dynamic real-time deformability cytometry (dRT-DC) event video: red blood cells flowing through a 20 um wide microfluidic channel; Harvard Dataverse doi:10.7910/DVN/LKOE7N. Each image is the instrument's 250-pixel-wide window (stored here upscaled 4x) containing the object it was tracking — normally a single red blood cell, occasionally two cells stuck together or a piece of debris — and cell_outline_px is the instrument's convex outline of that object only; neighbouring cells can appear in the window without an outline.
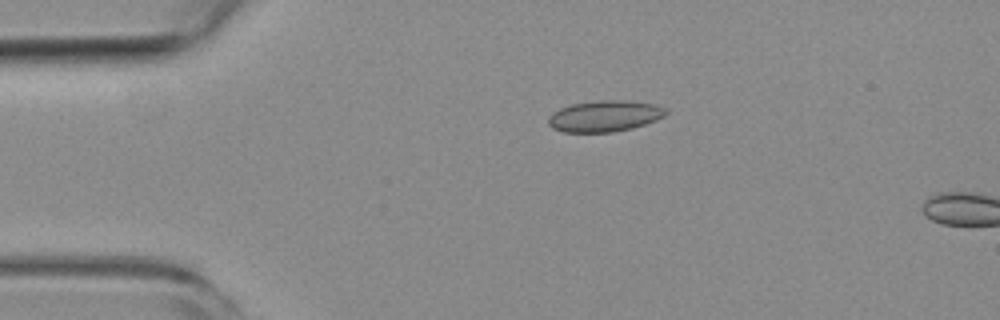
{"species": "common noctule bat (a hibernating species)", "species_latin": "Nyctalus noctula", "temperature_condition": "room temperature", "stored_images_in_passage": 3, "camera_frame_rate_fps": 3000, "um_per_image_px": 0.085, "animal": {"sex": "female", "body_mass_g": 19.3, "forearm_length_mm": 54.1}, "frame": {"image": 1, "passage_image": 1, "time_ms": 0.0, "image_size_px": [1000, 320], "cell_outline_px": [[668, 112], [664, 116], [656, 120], [632, 128], [612, 132], [564, 132], [552, 128], [548, 124], [548, 116], [552, 112], [560, 108], [572, 104], [596, 100], [628, 100], [656, 104], [664, 108]], "centroid_in_image_um": [51.38, 9.86], "position_along_channel_um": 33.6, "area_um2": 21.5}}